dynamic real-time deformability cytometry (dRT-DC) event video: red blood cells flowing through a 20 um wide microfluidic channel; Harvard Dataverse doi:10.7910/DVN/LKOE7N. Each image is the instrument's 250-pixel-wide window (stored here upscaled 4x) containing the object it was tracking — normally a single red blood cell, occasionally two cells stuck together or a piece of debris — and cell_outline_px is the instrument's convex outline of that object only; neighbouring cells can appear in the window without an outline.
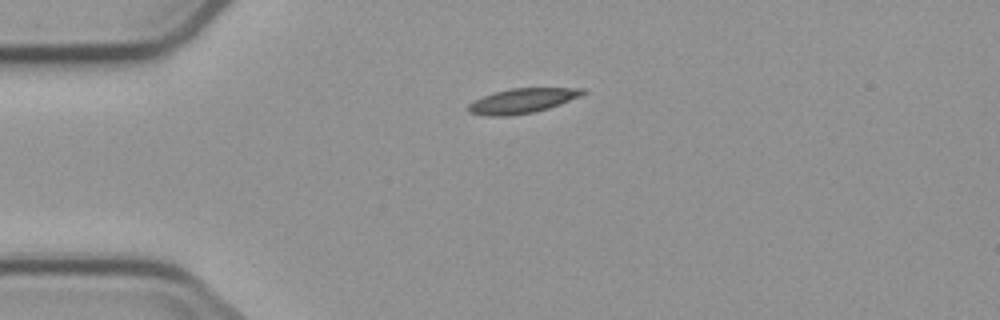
{"species": "common noctule bat (a hibernating species)", "species_latin": "Nyctalus noctula", "temperature_condition": "cold", "stored_images_in_passage": 2, "camera_frame_rate_fps": 3000, "um_per_image_px": 0.085, "animal": {"sex": "male", "body_mass_g": 23.1, "forearm_length_mm": 52.7}, "frame": {"image": 1, "passage_image": 1, "time_ms": 0.0, "image_size_px": [1000, 320], "cell_outline_px": [[588, 92], [580, 96], [560, 104], [548, 108], [532, 112], [512, 116], [488, 116], [468, 112], [468, 104], [472, 100], [496, 92], [512, 88], [584, 88]], "centroid_in_image_um": [44.38, 8.57], "position_along_channel_um": 40.6, "area_um2": 16.47}}